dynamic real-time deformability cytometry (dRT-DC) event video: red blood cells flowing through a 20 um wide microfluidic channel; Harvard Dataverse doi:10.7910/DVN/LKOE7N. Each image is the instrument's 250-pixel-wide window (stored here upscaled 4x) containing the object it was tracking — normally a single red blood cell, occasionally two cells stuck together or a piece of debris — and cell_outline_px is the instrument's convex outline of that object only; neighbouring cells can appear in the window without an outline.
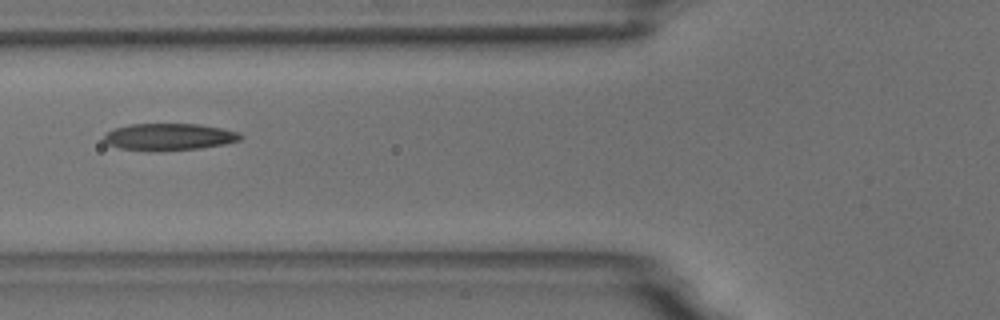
{"species": "common noctule bat (a hibernating species)", "species_latin": "Nyctalus noctula", "temperature_condition": "room temperature", "stored_images_in_passage": 42, "camera_frame_rate_fps": 3000, "um_per_image_px": 0.085, "animal": {"sex": "male", "body_mass_g": 18.8}, "frame": {"image": 1, "passage_image": 12, "time_ms": 3.667, "image_size_px": [1000, 320], "cell_outline_px": [[244, 136], [240, 140], [228, 144], [200, 148], [120, 148], [108, 144], [104, 140], [104, 136], [108, 132], [116, 128], [128, 124], [200, 124], [240, 132]], "centroid_in_image_um": [14.47, 11.58], "position_along_channel_um": 111.3, "area_um2": 20.46}}
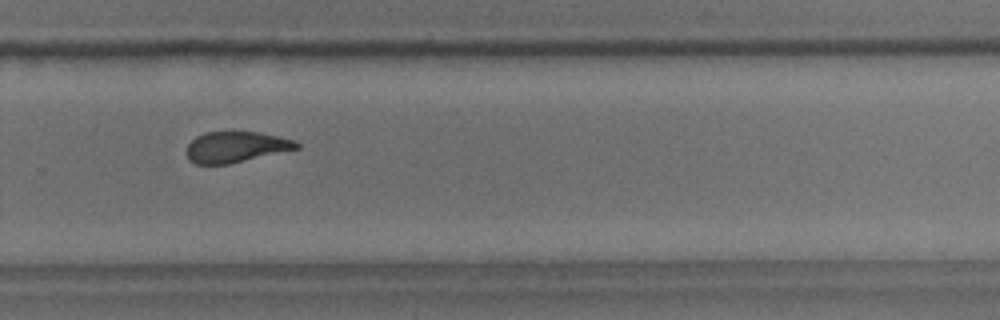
{"frame": {"image": 2, "passage_image": 28, "time_ms": 9.0, "image_size_px": [1000, 320], "cell_outline_px": [[300, 148], [228, 164], [196, 164], [188, 160], [188, 144], [196, 136], [204, 132], [260, 132], [292, 140], [300, 144]], "centroid_in_image_um": [20.03, 12.49], "position_along_channel_um": 309.8, "area_um2": 19.54}}
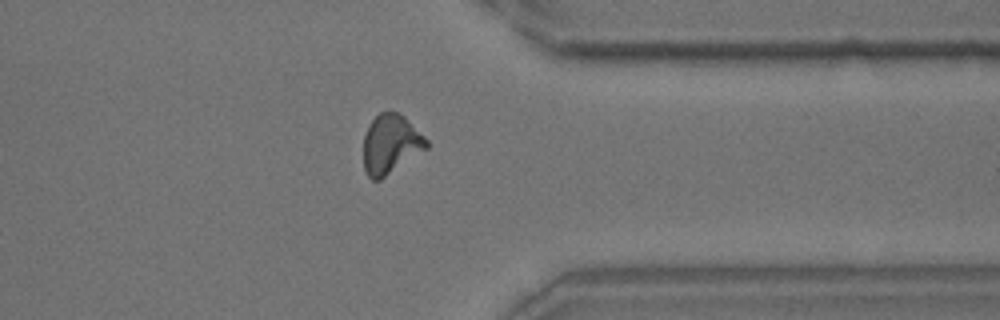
{"frame": {"image": 3, "passage_image": 34, "time_ms": 11.0, "image_size_px": [1000, 320], "cell_outline_px": [[428, 148], [380, 180], [372, 180], [368, 176], [364, 168], [364, 136], [368, 124], [380, 112], [396, 112], [404, 116], [428, 140]], "centroid_in_image_um": [33.2, 12.26], "position_along_channel_um": 378.2, "area_um2": 21.68}, "authors_computed_cell_mechanics": {"area_um2": 21.3571, "velocity_mm_per_s": 3.7166, "shape_relaxation_time_tau1_ms": 9.569, "shape_relaxation_time_tau2_ms": 1.6245, "deformation_change_tau1": 0.256, "deformation_change_tau2": 0.1019}}